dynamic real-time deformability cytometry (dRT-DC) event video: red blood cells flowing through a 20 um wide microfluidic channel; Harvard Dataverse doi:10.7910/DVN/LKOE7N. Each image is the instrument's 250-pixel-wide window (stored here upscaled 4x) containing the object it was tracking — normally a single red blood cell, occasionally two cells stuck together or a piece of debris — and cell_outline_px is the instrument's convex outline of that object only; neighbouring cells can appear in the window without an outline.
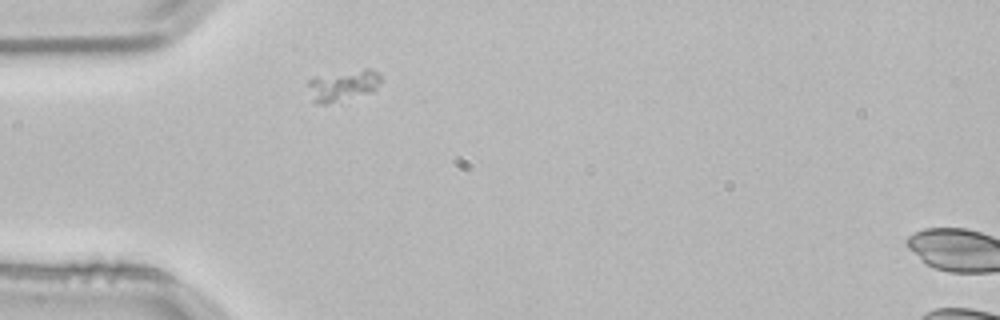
{"species": "common noctule bat (a hibernating species)", "species_latin": "Nyctalus noctula", "temperature_condition": "room temperature", "stored_images_in_passage": 2, "segment_of_instrument_passage": [1, 2], "camera_frame_rate_fps": 3000, "um_per_image_px": 0.085, "animal": {"sex": "male", "body_mass_g": 21.5, "forearm_length_mm": 52.0}, "frame": {"image": 1, "passage_image": 1, "time_ms": 0.0, "image_size_px": [1000, 320], "cell_outline_px": [[380, 80], [376, 88], [372, 92], [324, 104], [316, 104], [312, 100], [308, 84], [308, 80], [312, 76], [364, 68], [368, 68], [380, 72]], "centroid_in_image_um": [29.13, 7.23], "position_along_channel_um": 55.9, "area_um2": 13.29}}